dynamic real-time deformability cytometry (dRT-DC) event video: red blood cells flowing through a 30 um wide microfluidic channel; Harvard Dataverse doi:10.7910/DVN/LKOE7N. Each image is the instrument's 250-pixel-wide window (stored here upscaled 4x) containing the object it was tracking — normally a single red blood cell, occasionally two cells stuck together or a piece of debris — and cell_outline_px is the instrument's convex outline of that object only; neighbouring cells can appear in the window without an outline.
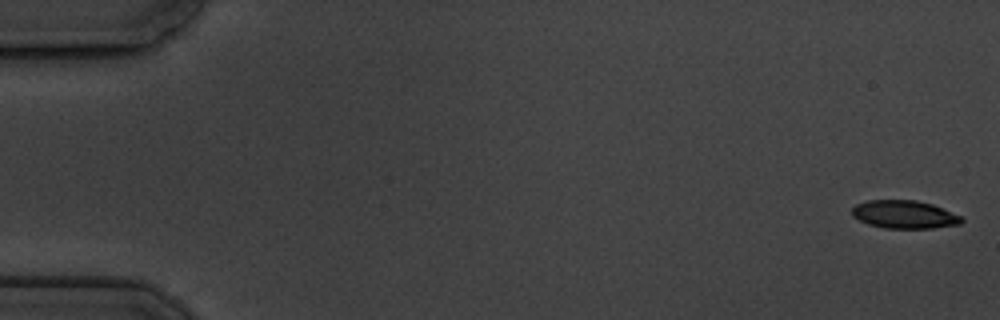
{"species": "common noctule bat (a hibernating species)", "species_latin": "Nyctalus noctula", "temperature_condition": "cold", "stored_images_in_passage": 7, "camera_frame_rate_fps": 3000, "um_per_image_px": 0.085, "animal": {"sex": "male", "body_mass_g": 19.5, "forearm_length_mm": 54.6}, "frame": {"image": 1, "passage_image": 1, "time_ms": 0.0, "image_size_px": [1000, 320], "cell_outline_px": [[964, 220], [960, 224], [932, 228], [884, 228], [868, 224], [852, 216], [852, 208], [856, 204], [868, 200], [916, 200], [932, 204], [960, 216]], "centroid_in_image_um": [76.84, 18.23], "position_along_channel_um": 8.2, "area_um2": 17.8}}
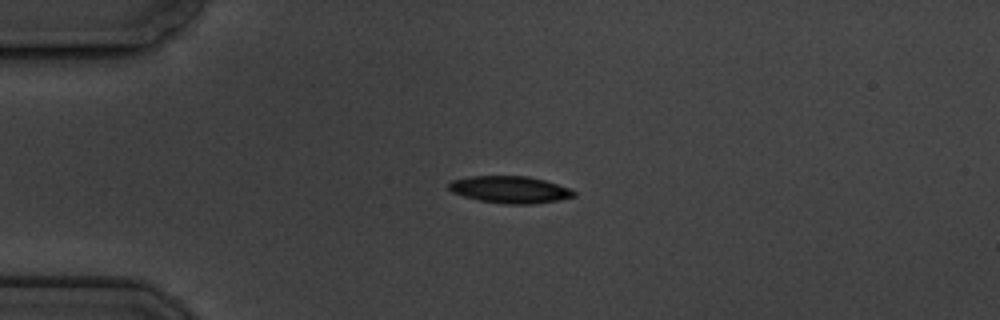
{"frame": {"image": 2, "passage_image": 5, "time_ms": 4.333, "image_size_px": [1000, 320], "cell_outline_px": [[576, 196], [560, 200], [532, 204], [504, 204], [480, 200], [464, 196], [452, 192], [448, 188], [448, 184], [452, 180], [468, 176], [528, 176], [544, 180], [568, 188], [576, 192]], "centroid_in_image_um": [43.34, 16.11], "position_along_channel_um": 41.7, "area_um2": 19.65}}